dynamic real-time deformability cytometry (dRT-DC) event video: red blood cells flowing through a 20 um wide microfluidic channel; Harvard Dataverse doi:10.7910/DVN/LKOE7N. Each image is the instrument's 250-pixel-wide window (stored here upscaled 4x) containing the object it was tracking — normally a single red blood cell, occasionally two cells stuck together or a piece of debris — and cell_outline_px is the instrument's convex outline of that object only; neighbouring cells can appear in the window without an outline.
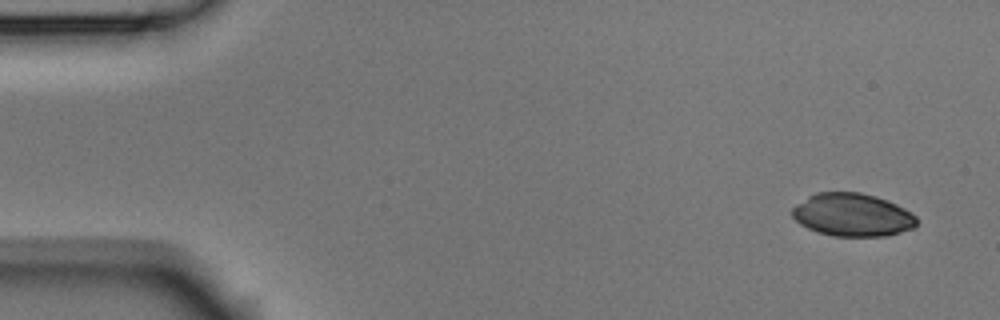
{"species": "Egyptian fruit bat (a non-hibernating species)", "species_latin": "Rousettus aegyptiacus", "temperature_condition": "room temperature", "stored_images_in_passage": 5, "segment_of_instrument_passage": [2, 2], "camera_frame_rate_fps": 3000, "um_per_image_px": 0.085, "animal": {"sex": "male"}, "frame": {"image": 1, "passage_image": 5, "time_ms": 1.333, "image_size_px": [1000, 320], "cell_outline_px": [[916, 224], [912, 228], [900, 232], [884, 236], [832, 236], [816, 232], [800, 224], [792, 216], [792, 208], [796, 204], [808, 196], [816, 192], [860, 192], [876, 196], [896, 204], [904, 208], [916, 216]], "centroid_in_image_um": [72.42, 18.26], "position_along_channel_um": 12.6, "area_um2": 31.15}}